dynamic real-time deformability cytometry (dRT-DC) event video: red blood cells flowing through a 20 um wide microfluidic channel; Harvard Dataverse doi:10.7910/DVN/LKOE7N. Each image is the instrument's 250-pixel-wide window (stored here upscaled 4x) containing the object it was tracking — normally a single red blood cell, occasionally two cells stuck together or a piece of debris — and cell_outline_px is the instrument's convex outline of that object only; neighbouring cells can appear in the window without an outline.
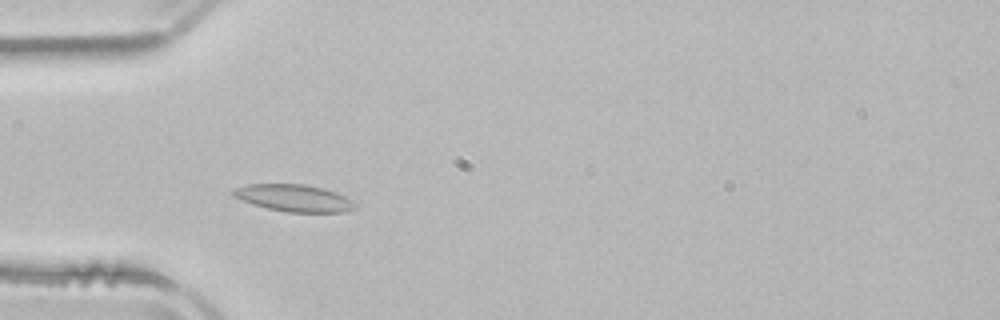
{"species": "common noctule bat (a hibernating species)", "species_latin": "Nyctalus noctula", "temperature_condition": "room temperature", "stored_images_in_passage": 5, "camera_frame_rate_fps": 3000, "um_per_image_px": 0.085, "animal": {"sex": "male", "body_mass_g": 21.5, "forearm_length_mm": 52.0}, "frame": {"image": 1, "passage_image": 4, "time_ms": 3.333, "image_size_px": [1000, 320], "cell_outline_px": [[360, 208], [344, 212], [288, 212], [268, 208], [252, 204], [232, 196], [232, 188], [248, 184], [304, 184], [324, 188], [336, 192], [352, 200]], "centroid_in_image_um": [25.01, 16.83], "position_along_channel_um": 60.0, "area_um2": 19.36}}
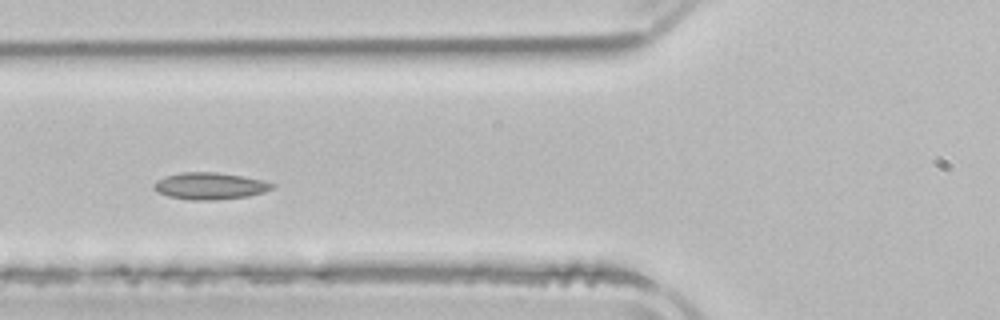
{"frame": {"image": 2, "passage_image": 5, "time_ms": 4.667, "image_size_px": [1000, 320], "cell_outline_px": [[276, 188], [264, 192], [248, 196], [216, 200], [188, 200], [168, 196], [156, 192], [152, 188], [152, 184], [156, 180], [164, 176], [180, 172], [216, 172], [264, 180], [276, 184]], "centroid_in_image_um": [17.82, 15.81], "position_along_channel_um": 108.0, "area_um2": 18.84}}